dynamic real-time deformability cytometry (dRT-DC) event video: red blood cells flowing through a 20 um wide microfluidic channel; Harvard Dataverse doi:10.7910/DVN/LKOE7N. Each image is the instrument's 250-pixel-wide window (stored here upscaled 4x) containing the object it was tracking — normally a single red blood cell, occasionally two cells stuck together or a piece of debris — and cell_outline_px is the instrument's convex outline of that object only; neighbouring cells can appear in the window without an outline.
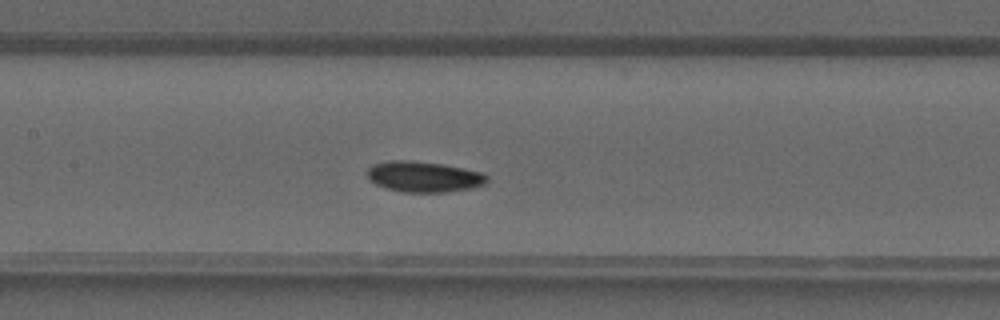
{"species": "common noctule bat (a hibernating species)", "species_latin": "Nyctalus noctula", "temperature_condition": "warm", "stored_images_in_passage": 31, "camera_frame_rate_fps": 3000, "um_per_image_px": 0.085, "animal": {"sex": "male", "forearm_length_mm": 52.5}, "frame": {"image": 1, "passage_image": 10, "time_ms": 3.0, "image_size_px": [1000, 320], "cell_outline_px": [[488, 180], [484, 184], [472, 188], [444, 192], [404, 192], [384, 188], [368, 180], [368, 168], [372, 164], [388, 160], [412, 160], [440, 164], [464, 168], [484, 172], [488, 176]], "centroid_in_image_um": [36.01, 15.01], "position_along_channel_um": 171.4, "area_um2": 21.62}}
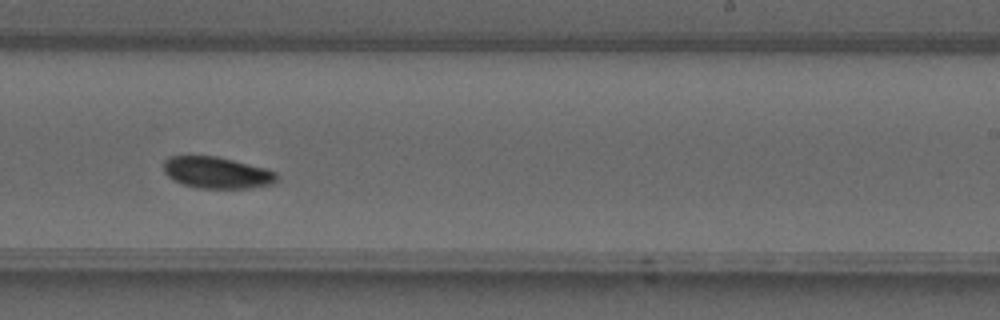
{"frame": {"image": 2, "passage_image": 16, "time_ms": 5.0, "image_size_px": [1000, 320], "cell_outline_px": [[276, 180], [272, 184], [248, 188], [200, 188], [184, 184], [172, 180], [164, 172], [164, 160], [168, 156], [216, 156], [264, 168], [276, 172]], "centroid_in_image_um": [18.39, 14.67], "position_along_channel_um": 270.6, "area_um2": 20.58}}
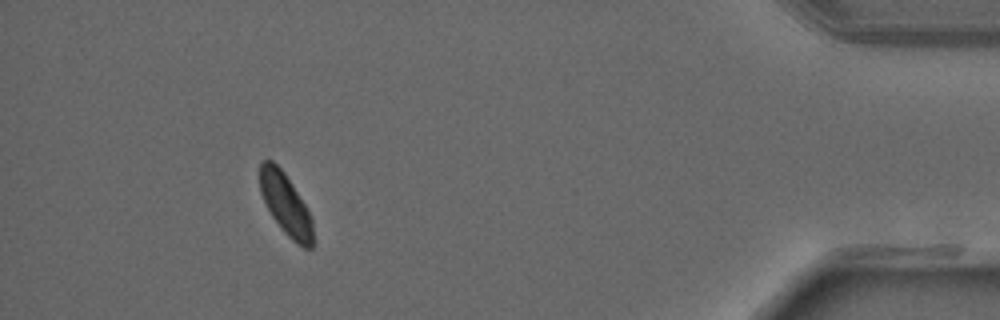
{"frame": {"image": 3, "passage_image": 28, "time_ms": 9.0, "image_size_px": [1000, 320], "cell_outline_px": [[312, 248], [304, 248], [296, 244], [284, 232], [272, 216], [260, 192], [260, 164], [264, 160], [272, 160], [284, 172], [304, 204], [312, 220]], "centroid_in_image_um": [24.27, 17.37], "position_along_channel_um": 410.9, "area_um2": 18.55}}